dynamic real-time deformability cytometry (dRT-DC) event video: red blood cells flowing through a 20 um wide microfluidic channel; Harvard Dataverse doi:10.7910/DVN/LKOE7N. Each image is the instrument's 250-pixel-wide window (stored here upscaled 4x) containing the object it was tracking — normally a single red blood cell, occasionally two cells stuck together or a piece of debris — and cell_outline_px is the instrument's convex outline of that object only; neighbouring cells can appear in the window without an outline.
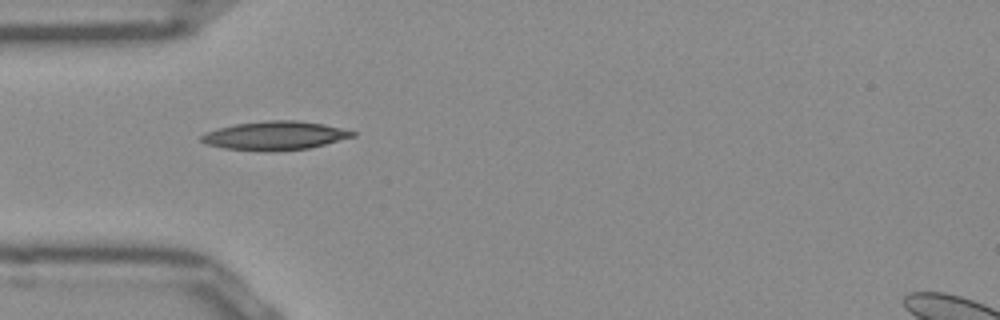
{"species": "Egyptian fruit bat (a non-hibernating species)", "species_latin": "Rousettus aegyptiacus", "temperature_condition": "room temperature", "stored_images_in_passage": 37, "camera_frame_rate_fps": 3000, "um_per_image_px": 0.085, "frame": {"image": 1, "passage_image": 1, "time_ms": 0.0, "image_size_px": [1000, 320], "cell_outline_px": [[356, 136], [308, 148], [272, 152], [224, 148], [208, 144], [200, 140], [200, 136], [204, 132], [236, 124], [268, 120], [296, 120], [324, 124], [356, 132]], "centroid_in_image_um": [23.37, 11.53], "position_along_channel_um": 61.6, "area_um2": 25.14}}
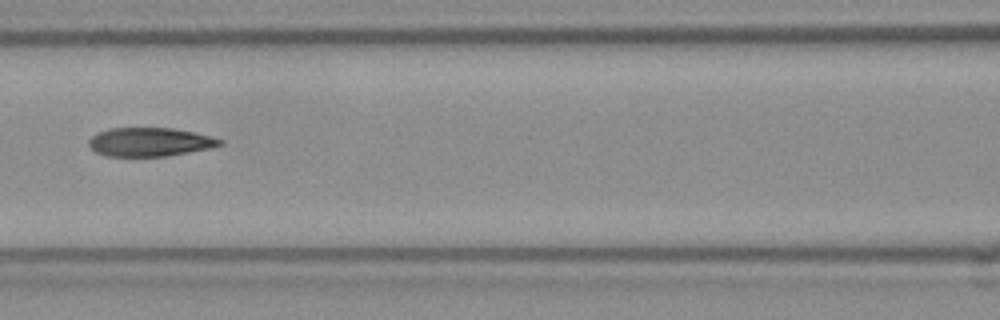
{"frame": {"image": 2, "passage_image": 8, "time_ms": 2.333, "image_size_px": [1000, 320], "cell_outline_px": [[224, 144], [208, 148], [188, 152], [164, 156], [108, 156], [96, 152], [88, 144], [88, 140], [96, 132], [108, 128], [172, 128], [192, 132], [224, 140]], "centroid_in_image_um": [12.69, 12.06], "position_along_channel_um": 153.9, "area_um2": 21.73}}
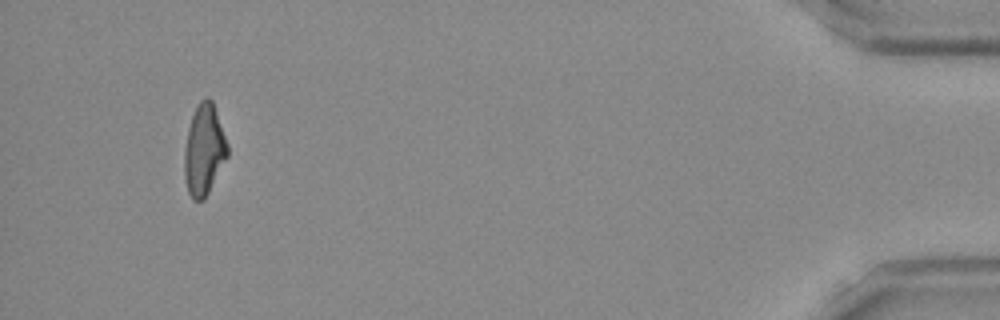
{"frame": {"image": 3, "passage_image": 34, "time_ms": 11.0, "image_size_px": [1000, 320], "cell_outline_px": [[228, 156], [204, 200], [192, 200], [188, 192], [184, 176], [184, 152], [188, 128], [192, 116], [200, 100], [204, 96], [208, 96], [212, 100], [228, 144]], "centroid_in_image_um": [17.34, 12.74], "position_along_channel_um": 417.9, "area_um2": 22.83}, "authors_computed_cell_mechanics": {"area_um2": 22.831, "velocity_mm_per_s": 3.9528, "shape_relaxation_time_tau1_ms": 7.9971, "shape_relaxation_time_tau2_ms": 3.0078, "deformation_change_tau1": 0.2369, "deformation_change_tau2": 0.1125}}